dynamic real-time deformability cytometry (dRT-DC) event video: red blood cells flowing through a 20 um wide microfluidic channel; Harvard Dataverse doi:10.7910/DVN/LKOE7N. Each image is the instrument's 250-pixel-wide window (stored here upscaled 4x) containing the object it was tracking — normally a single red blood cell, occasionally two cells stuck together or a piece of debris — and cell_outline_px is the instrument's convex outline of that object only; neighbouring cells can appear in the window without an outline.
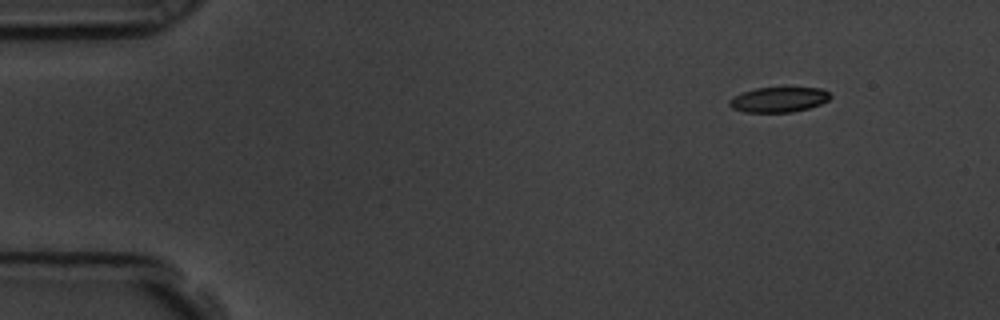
{"species": "common noctule bat (a hibernating species)", "species_latin": "Nyctalus noctula", "temperature_condition": "room temperature", "stored_images_in_passage": 52, "camera_frame_rate_fps": 3000, "um_per_image_px": 0.085, "animal": {"sex": "male", "body_mass_g": 19.5, "forearm_length_mm": 54.6}, "frame": {"image": 1, "passage_image": 1, "time_ms": 0.0, "image_size_px": [1000, 320], "cell_outline_px": [[832, 96], [828, 100], [820, 104], [808, 108], [792, 112], [744, 112], [732, 108], [728, 104], [728, 100], [732, 96], [756, 88], [820, 88], [828, 92]], "centroid_in_image_um": [66.16, 8.47], "position_along_channel_um": 18.8, "area_um2": 14.68}}
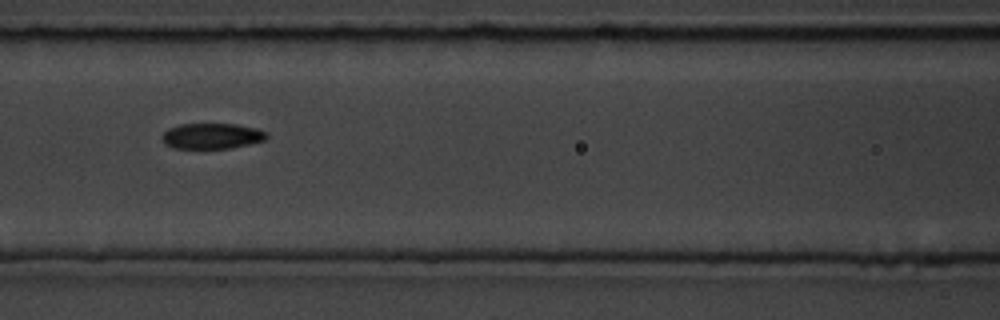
{"frame": {"image": 2, "passage_image": 20, "time_ms": 6.333, "image_size_px": [1000, 320], "cell_outline_px": [[268, 136], [264, 140], [232, 148], [172, 148], [164, 144], [160, 140], [160, 136], [168, 128], [180, 124], [236, 124], [256, 128], [268, 132]], "centroid_in_image_um": [17.97, 11.56], "position_along_channel_um": 148.6, "area_um2": 15.78}}
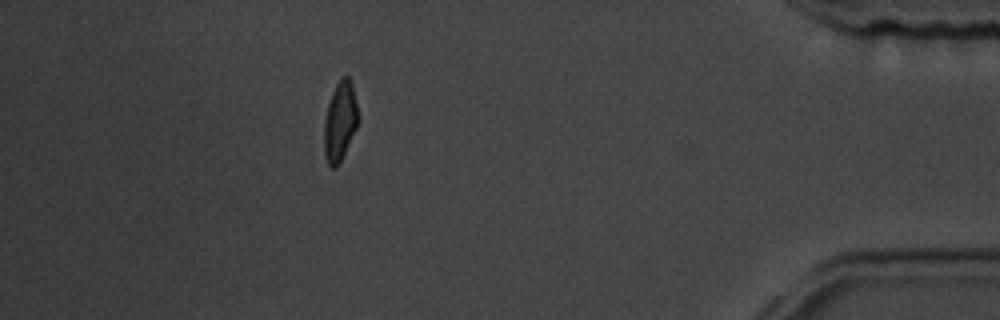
{"frame": {"image": 3, "passage_image": 46, "time_ms": 15.0, "image_size_px": [1000, 320], "cell_outline_px": [[360, 120], [340, 164], [336, 168], [332, 168], [328, 164], [324, 156], [324, 120], [328, 104], [332, 92], [340, 76], [348, 76], [352, 80], [360, 116]], "centroid_in_image_um": [28.93, 10.3], "position_along_channel_um": 406.3, "area_um2": 16.36}, "authors_computed_cell_mechanics": {"area_um2": 16.2129, "velocity_mm_per_s": 3.5537, "shape_relaxation_time_tau1_ms": 4.3091, "shape_relaxation_time_tau2_ms": 3.4106, "deformation_change_tau1": 0.1471, "deformation_change_tau2": 0.091}}